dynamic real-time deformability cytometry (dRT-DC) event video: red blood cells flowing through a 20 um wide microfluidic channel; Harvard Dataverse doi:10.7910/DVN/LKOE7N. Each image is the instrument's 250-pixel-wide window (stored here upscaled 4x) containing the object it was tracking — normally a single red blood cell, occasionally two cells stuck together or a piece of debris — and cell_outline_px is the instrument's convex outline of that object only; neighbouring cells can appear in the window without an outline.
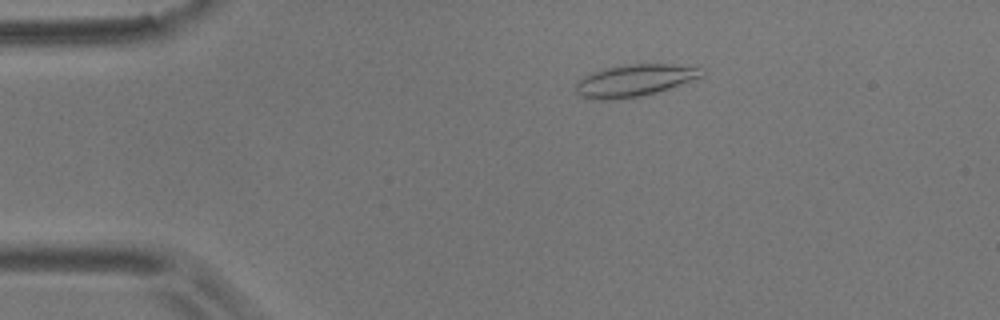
{"species": "common noctule bat (a hibernating species)", "species_latin": "Nyctalus noctula", "temperature_condition": "room temperature", "stored_images_in_passage": 7, "camera_frame_rate_fps": 3000, "um_per_image_px": 0.085, "animal": {"sex": "male", "body_mass_g": 17.9}, "frame": {"image": 1, "passage_image": 4, "time_ms": 1.0, "image_size_px": [1000, 320], "cell_outline_px": [[704, 76], [656, 92], [640, 96], [620, 100], [592, 100], [580, 96], [576, 92], [576, 80], [588, 72], [604, 68], [628, 64], [672, 64], [704, 68]], "centroid_in_image_um": [53.86, 6.84], "position_along_channel_um": 31.1, "area_um2": 23.87}}
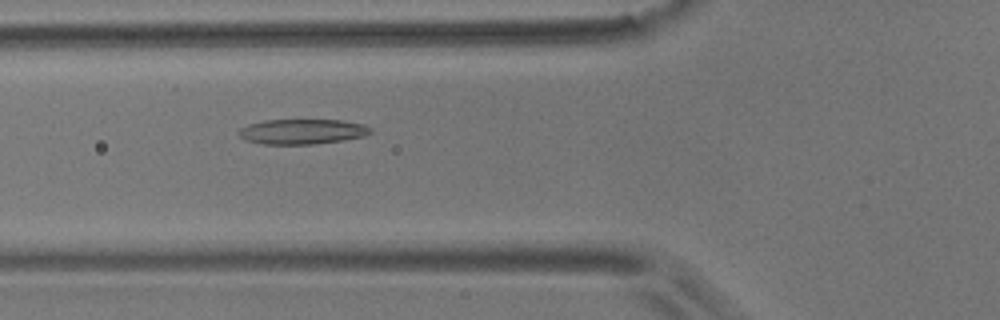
{"frame": {"image": 2, "passage_image": 7, "time_ms": 2.0, "image_size_px": [1000, 320], "cell_outline_px": [[372, 132], [364, 136], [344, 140], [312, 144], [260, 144], [244, 140], [236, 132], [240, 128], [248, 124], [264, 120], [340, 120], [364, 124], [372, 128]], "centroid_in_image_um": [25.66, 11.18], "position_along_channel_um": 100.1, "area_um2": 19.42}}